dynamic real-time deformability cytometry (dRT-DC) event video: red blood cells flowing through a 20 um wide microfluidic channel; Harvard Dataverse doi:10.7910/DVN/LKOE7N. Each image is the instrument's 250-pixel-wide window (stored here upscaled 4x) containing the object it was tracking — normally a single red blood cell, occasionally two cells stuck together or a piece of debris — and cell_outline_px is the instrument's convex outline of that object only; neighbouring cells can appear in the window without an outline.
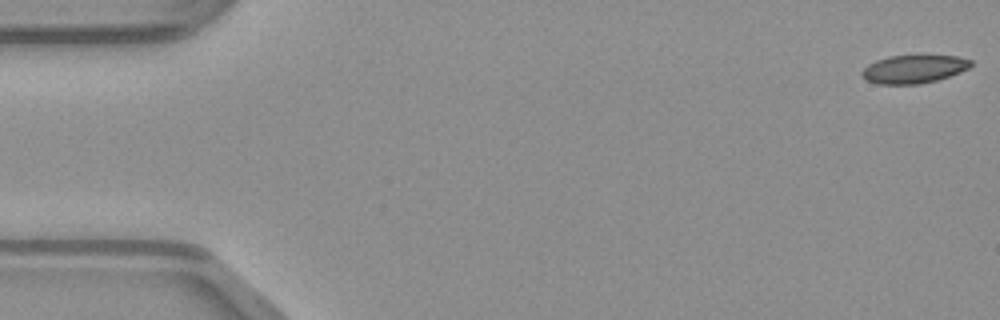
{"species": "common noctule bat (a hibernating species)", "species_latin": "Nyctalus noctula", "temperature_condition": "warm", "stored_images_in_passage": 13, "camera_frame_rate_fps": 3000, "um_per_image_px": 0.085, "animal": {"sex": "male", "body_mass_g": 23.1, "forearm_length_mm": 52.7}, "frame": {"image": 1, "passage_image": 1, "time_ms": 0.0, "image_size_px": [1000, 320], "cell_outline_px": [[972, 64], [968, 68], [960, 72], [936, 80], [920, 84], [876, 84], [864, 80], [860, 72], [868, 64], [876, 60], [888, 56], [956, 56], [972, 60]], "centroid_in_image_um": [77.62, 5.88], "position_along_channel_um": 7.4, "area_um2": 17.86}}